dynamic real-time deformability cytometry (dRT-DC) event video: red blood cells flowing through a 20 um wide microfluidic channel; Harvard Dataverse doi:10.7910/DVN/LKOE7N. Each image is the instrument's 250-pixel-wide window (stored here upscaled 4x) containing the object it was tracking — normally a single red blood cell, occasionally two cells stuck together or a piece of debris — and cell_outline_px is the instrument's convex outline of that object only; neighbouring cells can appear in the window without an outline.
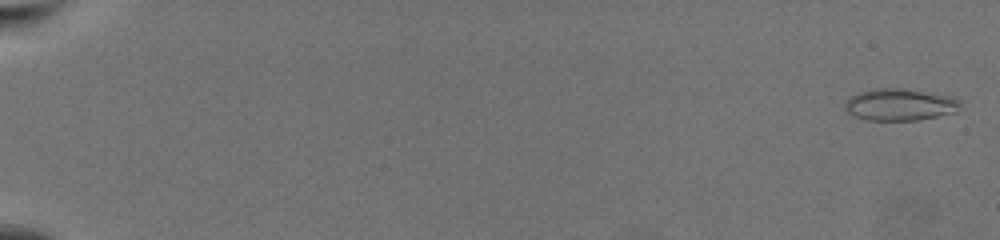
{"species": "common noctule bat (a hibernating species)", "species_latin": "Nyctalus noctula", "temperature_condition": "warm", "stored_images_in_passage": 65, "camera_frame_rate_fps": 3000, "um_per_image_px": 0.085, "animal": {"sex": "female", "body_mass_g": 19.5, "forearm_length_mm": 54.1}, "frame": {"image": 1, "passage_image": 2, "time_ms": 0.333, "image_size_px": [1000, 240], "cell_outline_px": [[960, 104], [956, 112], [916, 120], [864, 120], [848, 112], [844, 108], [844, 104], [848, 96], [872, 88], [904, 88], [956, 96], [960, 100]], "centroid_in_image_um": [76.48, 8.87], "position_along_channel_um": 8.5, "area_um2": 21.73}}
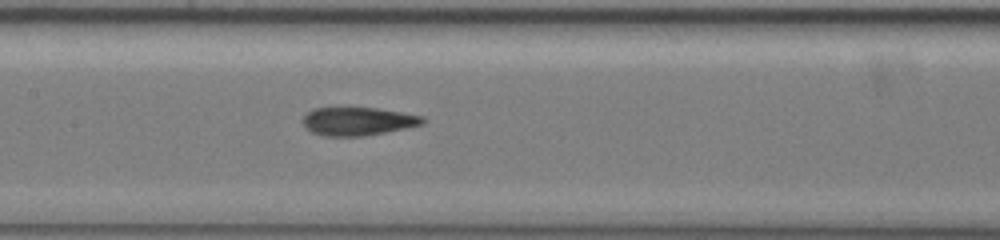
{"frame": {"image": 2, "passage_image": 36, "time_ms": 11.667, "image_size_px": [1000, 240], "cell_outline_px": [[428, 120], [424, 124], [384, 132], [360, 136], [328, 136], [312, 132], [304, 124], [304, 116], [312, 108], [376, 108], [424, 116]], "centroid_in_image_um": [30.47, 10.3], "position_along_channel_um": 176.9, "area_um2": 19.42}}
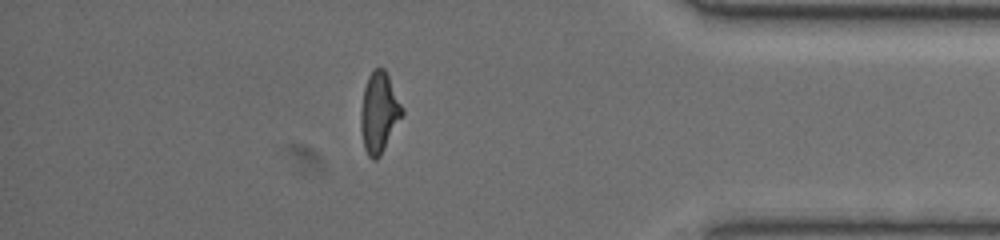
{"frame": {"image": 3, "passage_image": 58, "time_ms": 19.0, "image_size_px": [1000, 240], "cell_outline_px": [[404, 112], [380, 156], [376, 160], [372, 160], [368, 156], [364, 148], [360, 128], [360, 112], [364, 88], [368, 76], [376, 68], [384, 68], [404, 108]], "centroid_in_image_um": [32.21, 9.58], "position_along_channel_um": 403.0, "area_um2": 19.31}, "authors_computed_cell_mechanics": {"area_um2": 19.9988, "velocity_mm_per_s": 3.4216, "shape_relaxation_time_tau1_ms": null, "shape_relaxation_time_tau2_ms": 1.77, "deformation_change_tau1": null, "deformation_change_tau2": 0.106}}